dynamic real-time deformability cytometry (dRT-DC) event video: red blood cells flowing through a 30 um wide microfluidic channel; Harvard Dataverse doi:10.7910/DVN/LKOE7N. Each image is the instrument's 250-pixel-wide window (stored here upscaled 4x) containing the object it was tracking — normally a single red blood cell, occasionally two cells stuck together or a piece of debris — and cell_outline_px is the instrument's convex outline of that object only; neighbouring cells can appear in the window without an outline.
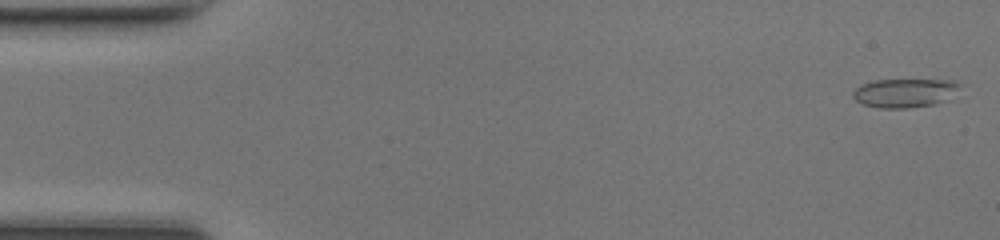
{"species": "common noctule bat (a hibernating species)", "species_latin": "Nyctalus noctula", "temperature_condition": "room temperature", "stored_images_in_passage": 48, "camera_frame_rate_fps": 3000, "um_per_image_px": 0.085, "animal": {"sex": "female", "body_mass_g": 17.0, "forearm_length_mm": 48.0}, "frame": {"image": 1, "passage_image": 1, "time_ms": 0.0, "image_size_px": [1000, 240], "cell_outline_px": [[960, 84], [944, 100], [932, 104], [908, 108], [880, 108], [864, 104], [856, 100], [852, 96], [852, 92], [856, 88], [864, 84], [876, 80], [952, 80]], "centroid_in_image_um": [76.82, 7.9], "position_along_channel_um": 8.2, "area_um2": 17.34}}
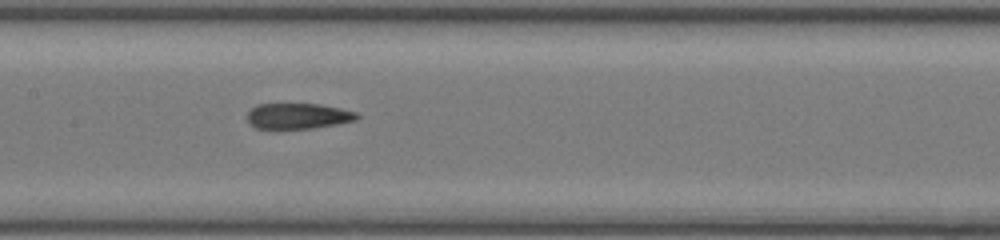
{"frame": {"image": 2, "passage_image": 23, "time_ms": 7.333, "image_size_px": [1000, 240], "cell_outline_px": [[360, 116], [356, 120], [336, 124], [312, 128], [256, 128], [248, 120], [248, 112], [256, 104], [320, 104], [340, 108], [356, 112]], "centroid_in_image_um": [25.36, 9.85], "position_along_channel_um": 182.0, "area_um2": 16.18}}
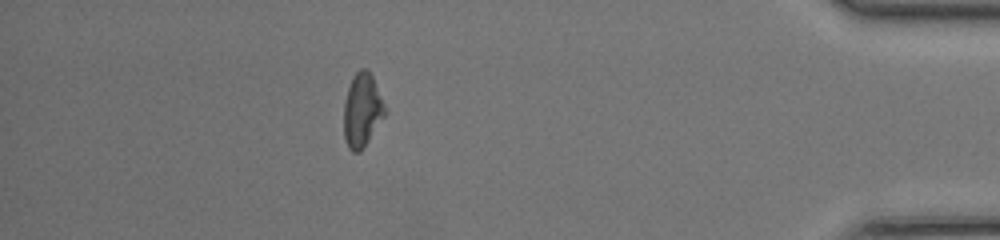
{"frame": {"image": 3, "passage_image": 42, "time_ms": 13.667, "image_size_px": [1000, 240], "cell_outline_px": [[384, 116], [360, 152], [352, 152], [348, 148], [344, 136], [344, 104], [348, 88], [352, 76], [360, 68], [364, 68], [372, 76], [384, 104]], "centroid_in_image_um": [30.75, 9.37], "position_along_channel_um": 404.5, "area_um2": 17.22}, "authors_computed_cell_mechanics": {"area_um2": 17.7446, "velocity_mm_per_s": 4.3346, "shape_relaxation_time_tau1_ms": null, "shape_relaxation_time_tau2_ms": 4.0977, "deformation_change_tau1": null, "deformation_change_tau2": 0.1084}}